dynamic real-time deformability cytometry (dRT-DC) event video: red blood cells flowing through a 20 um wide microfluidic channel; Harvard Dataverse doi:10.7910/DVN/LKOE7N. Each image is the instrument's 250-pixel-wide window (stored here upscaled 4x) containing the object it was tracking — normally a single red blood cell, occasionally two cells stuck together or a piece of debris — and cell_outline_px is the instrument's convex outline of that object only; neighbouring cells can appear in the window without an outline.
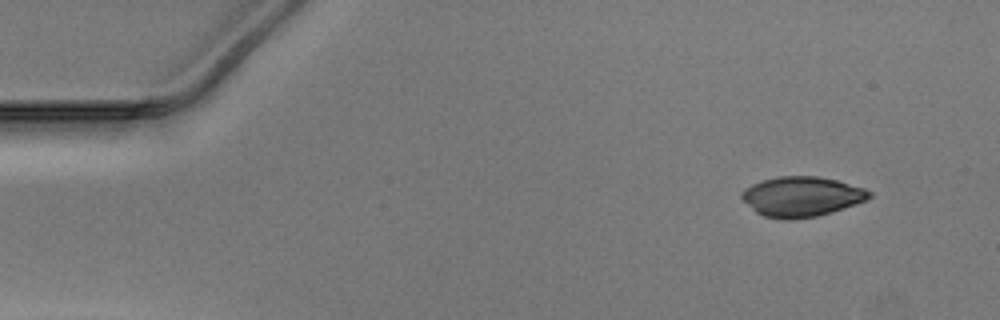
{"species": "Egyptian fruit bat (a non-hibernating species)", "species_latin": "Rousettus aegyptiacus", "temperature_condition": "warm", "stored_images_in_passage": 11, "camera_frame_rate_fps": 3000, "um_per_image_px": 0.085, "animal": {"sex": "male"}, "frame": {"image": 1, "passage_image": 1, "time_ms": 0.0, "image_size_px": [1000, 320], "cell_outline_px": [[872, 196], [868, 200], [832, 212], [816, 216], [788, 220], [784, 220], [764, 216], [756, 212], [740, 196], [740, 192], [752, 184], [764, 180], [780, 176], [816, 176], [836, 180], [864, 188], [872, 192]], "centroid_in_image_um": [68.16, 16.71], "position_along_channel_um": 16.8, "area_um2": 29.59}}